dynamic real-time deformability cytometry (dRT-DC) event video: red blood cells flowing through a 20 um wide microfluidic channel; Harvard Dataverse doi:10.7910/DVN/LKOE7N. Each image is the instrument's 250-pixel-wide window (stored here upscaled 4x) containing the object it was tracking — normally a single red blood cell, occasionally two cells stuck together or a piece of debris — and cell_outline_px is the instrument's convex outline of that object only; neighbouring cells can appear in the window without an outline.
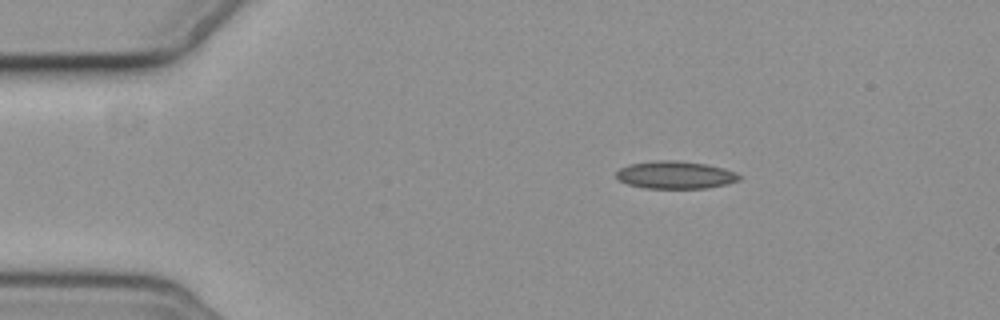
{"species": "common noctule bat (a hibernating species)", "species_latin": "Nyctalus noctula", "temperature_condition": "cold", "stored_images_in_passage": 3, "camera_frame_rate_fps": 3000, "um_per_image_px": 0.085, "animal": {"sex": "female", "body_mass_g": 19.3, "forearm_length_mm": 54.1}, "frame": {"image": 1, "passage_image": 1, "time_ms": 0.0, "image_size_px": [1000, 320], "cell_outline_px": [[740, 180], [708, 188], [644, 188], [628, 184], [620, 180], [616, 176], [616, 172], [620, 168], [628, 164], [652, 160], [676, 160], [708, 164], [724, 168], [736, 172], [740, 176]], "centroid_in_image_um": [57.39, 14.85], "position_along_channel_um": 27.6, "area_um2": 19.88}}